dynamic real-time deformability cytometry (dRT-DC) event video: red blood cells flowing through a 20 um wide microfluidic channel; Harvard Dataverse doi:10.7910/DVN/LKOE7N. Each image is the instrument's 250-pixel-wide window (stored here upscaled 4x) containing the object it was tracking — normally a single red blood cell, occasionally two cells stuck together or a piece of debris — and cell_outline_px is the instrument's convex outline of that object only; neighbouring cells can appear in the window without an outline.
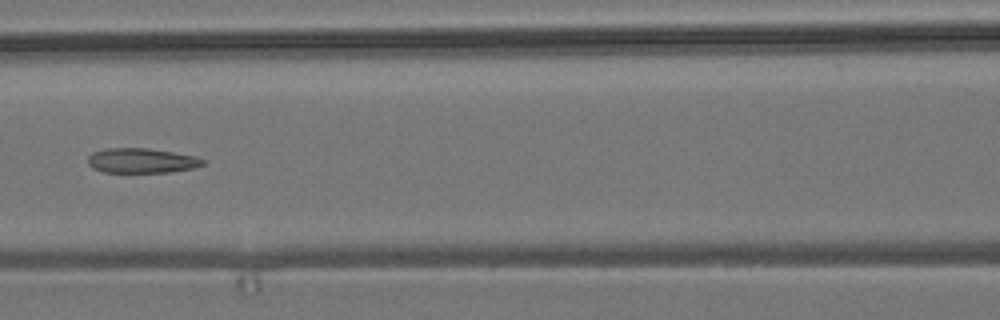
{"species": "common noctule bat (a hibernating species)", "species_latin": "Nyctalus noctula", "temperature_condition": "room temperature", "stored_images_in_passage": 7, "camera_frame_rate_fps": 3000, "um_per_image_px": 0.085, "animal": {"sex": "male", "body_mass_g": 19.2, "forearm_length_mm": 51.8}, "frame": {"image": 1, "passage_image": 7, "time_ms": 7.667, "image_size_px": [1000, 320], "cell_outline_px": [[208, 160], [204, 164], [196, 168], [168, 172], [104, 172], [92, 168], [88, 164], [88, 156], [92, 152], [104, 148], [148, 148], [196, 156]], "centroid_in_image_um": [12.05, 13.65], "position_along_channel_um": 154.5, "area_um2": 16.82}}